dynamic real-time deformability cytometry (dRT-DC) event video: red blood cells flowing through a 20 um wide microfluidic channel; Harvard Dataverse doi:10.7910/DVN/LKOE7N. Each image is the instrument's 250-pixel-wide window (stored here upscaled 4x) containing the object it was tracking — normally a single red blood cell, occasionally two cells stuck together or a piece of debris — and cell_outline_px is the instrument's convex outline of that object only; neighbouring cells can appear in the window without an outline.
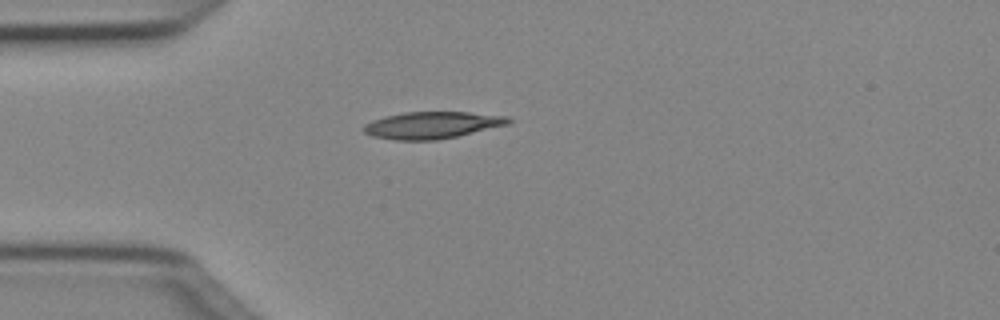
{"species": "Egyptian fruit bat (a non-hibernating species)", "species_latin": "Rousettus aegyptiacus", "temperature_condition": "cold", "stored_images_in_passage": 37, "camera_frame_rate_fps": 3000, "um_per_image_px": 0.085, "animal": {"sex": "female"}, "frame": {"image": 1, "passage_image": 1, "time_ms": 0.0, "image_size_px": [1000, 320], "cell_outline_px": [[512, 120], [508, 124], [456, 136], [436, 140], [396, 140], [372, 136], [364, 132], [364, 124], [372, 120], [384, 116], [404, 112], [468, 112], [508, 116]], "centroid_in_image_um": [36.7, 10.63], "position_along_channel_um": 48.3, "area_um2": 22.54}}
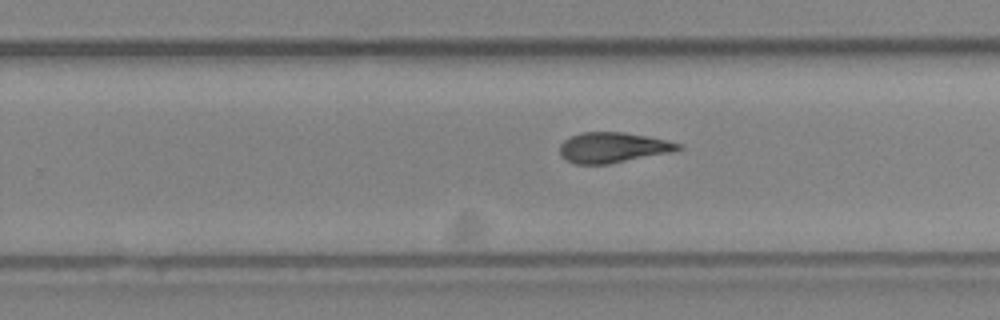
{"frame": {"image": 2, "passage_image": 19, "time_ms": 6.0, "image_size_px": [1000, 320], "cell_outline_px": [[684, 148], [668, 152], [608, 164], [576, 164], [560, 156], [560, 144], [564, 140], [580, 132], [624, 132], [648, 136], [680, 144]], "centroid_in_image_um": [52.04, 12.53], "position_along_channel_um": 277.8, "area_um2": 20.63}}
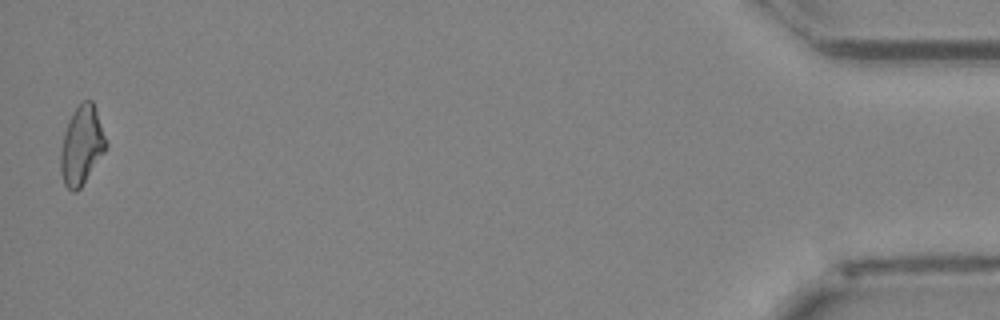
{"frame": {"image": 3, "passage_image": 37, "time_ms": 12.0, "image_size_px": [1000, 320], "cell_outline_px": [[108, 144], [104, 152], [80, 188], [76, 192], [72, 192], [64, 184], [60, 172], [60, 148], [64, 132], [68, 120], [72, 112], [84, 100], [92, 100]], "centroid_in_image_um": [6.91, 12.37], "position_along_channel_um": 428.3, "area_um2": 20.69}, "authors_computed_cell_mechanics": {"area_um2": 20.9814, "velocity_mm_per_s": 4.0501, "shape_relaxation_time_tau1_ms": 5.8242, "shape_relaxation_time_tau2_ms": 3.6949, "deformation_change_tau1": 0.1926, "deformation_change_tau2": 0.1241}}